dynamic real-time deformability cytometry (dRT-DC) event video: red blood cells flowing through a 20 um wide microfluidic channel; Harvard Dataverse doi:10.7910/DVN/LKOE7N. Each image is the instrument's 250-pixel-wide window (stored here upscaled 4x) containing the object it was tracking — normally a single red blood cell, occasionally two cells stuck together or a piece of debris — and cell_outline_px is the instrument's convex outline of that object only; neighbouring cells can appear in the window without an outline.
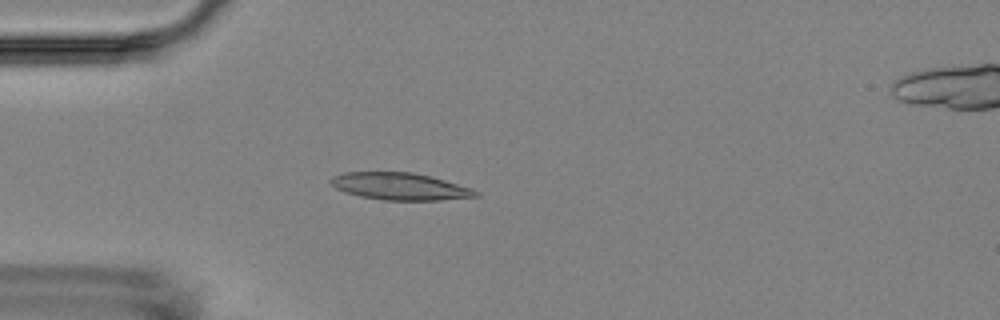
{"species": "Egyptian fruit bat (a non-hibernating species)", "species_latin": "Rousettus aegyptiacus", "temperature_condition": "room temperature", "stored_images_in_passage": 5, "camera_frame_rate_fps": 3000, "um_per_image_px": 0.085, "animal": {"sex": "female"}, "frame": {"image": 1, "passage_image": 4, "time_ms": 3.333, "image_size_px": [1000, 320], "cell_outline_px": [[480, 196], [440, 200], [384, 200], [360, 196], [344, 192], [336, 188], [328, 180], [332, 176], [344, 172], [412, 172], [444, 180], [472, 188], [480, 192]], "centroid_in_image_um": [33.99, 15.84], "position_along_channel_um": 51.0, "area_um2": 22.89}}